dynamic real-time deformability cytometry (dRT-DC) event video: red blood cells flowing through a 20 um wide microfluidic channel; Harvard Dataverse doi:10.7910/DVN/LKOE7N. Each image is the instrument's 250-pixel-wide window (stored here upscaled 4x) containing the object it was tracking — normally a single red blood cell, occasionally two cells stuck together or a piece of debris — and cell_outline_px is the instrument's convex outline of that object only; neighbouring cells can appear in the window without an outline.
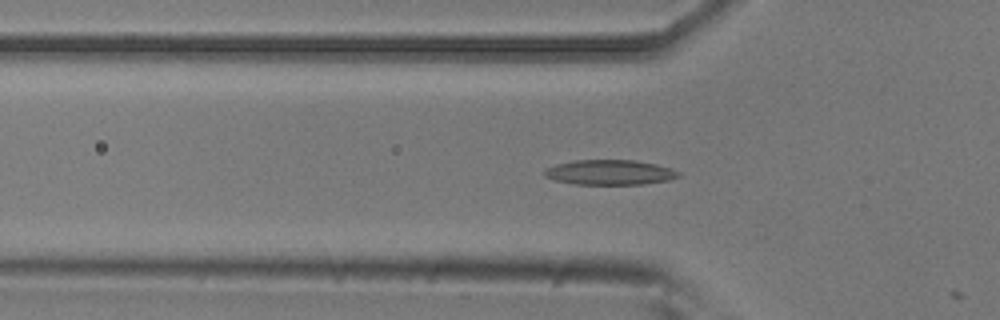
{"species": "common noctule bat (a hibernating species)", "species_latin": "Nyctalus noctula", "temperature_condition": "room temperature", "stored_images_in_passage": 3, "camera_frame_rate_fps": 3000, "um_per_image_px": 0.085, "animal": {"sex": "male", "body_mass_g": 20.5, "forearm_length_mm": 52.5}, "frame": {"image": 1, "passage_image": 2, "time_ms": 0.333, "image_size_px": [1000, 320], "cell_outline_px": [[680, 176], [668, 180], [644, 184], [576, 184], [556, 180], [544, 176], [544, 172], [548, 168], [556, 164], [576, 160], [636, 160], [656, 164], [672, 168], [680, 172]], "centroid_in_image_um": [51.88, 14.64], "position_along_channel_um": 73.9, "area_um2": 19.42}}